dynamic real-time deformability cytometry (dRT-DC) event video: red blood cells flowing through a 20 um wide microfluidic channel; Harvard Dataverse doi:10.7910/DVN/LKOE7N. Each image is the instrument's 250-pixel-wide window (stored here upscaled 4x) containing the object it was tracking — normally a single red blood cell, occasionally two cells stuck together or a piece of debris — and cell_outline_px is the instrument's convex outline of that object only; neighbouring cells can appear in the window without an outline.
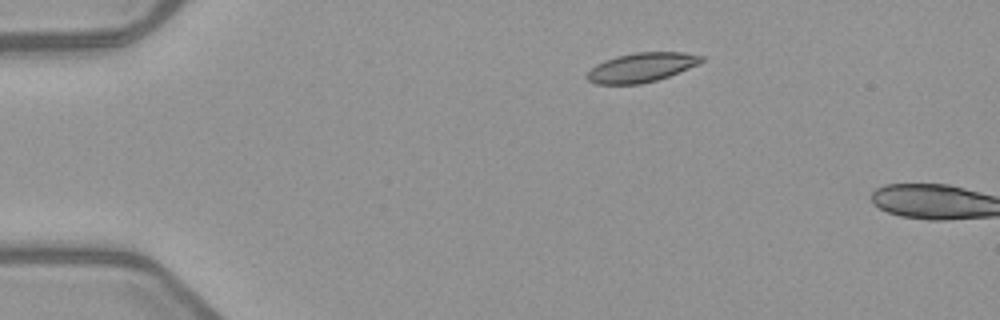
{"species": "common noctule bat (a hibernating species)", "species_latin": "Nyctalus noctula", "temperature_condition": "warm", "stored_images_in_passage": 3, "camera_frame_rate_fps": 3000, "um_per_image_px": 0.085, "animal": {"sex": "female", "body_mass_g": 21.9}, "frame": {"image": 1, "passage_image": 2, "time_ms": 2.0, "image_size_px": [1000, 320], "cell_outline_px": [[704, 60], [688, 68], [668, 76], [656, 80], [640, 84], [596, 84], [588, 80], [584, 76], [596, 64], [604, 60], [616, 56], [636, 52], [684, 52], [704, 56]], "centroid_in_image_um": [54.49, 5.72], "position_along_channel_um": 30.5, "area_um2": 19.42}}